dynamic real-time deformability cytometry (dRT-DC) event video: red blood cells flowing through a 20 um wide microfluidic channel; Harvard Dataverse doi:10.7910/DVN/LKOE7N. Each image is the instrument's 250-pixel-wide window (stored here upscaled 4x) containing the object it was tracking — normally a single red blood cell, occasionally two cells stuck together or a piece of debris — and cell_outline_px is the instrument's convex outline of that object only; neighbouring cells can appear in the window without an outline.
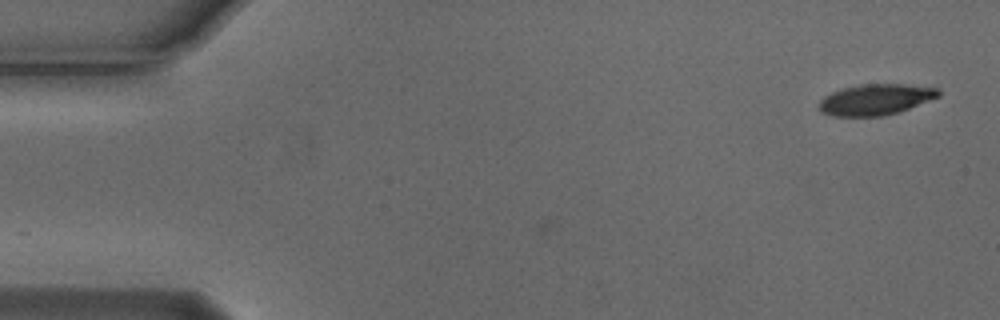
{"species": "Egyptian fruit bat (a non-hibernating species)", "species_latin": "Rousettus aegyptiacus", "temperature_condition": "cold", "stored_images_in_passage": 3, "camera_frame_rate_fps": 3000, "um_per_image_px": 0.085, "animal": {"sex": "male"}, "frame": {"image": 1, "passage_image": 3, "time_ms": 0.667, "image_size_px": [1000, 320], "cell_outline_px": [[940, 96], [908, 108], [896, 112], [880, 116], [832, 116], [820, 112], [816, 104], [824, 96], [832, 92], [844, 88], [860, 84], [904, 84], [936, 88], [940, 92]], "centroid_in_image_um": [74.35, 8.46], "position_along_channel_um": 10.6, "area_um2": 21.39}}